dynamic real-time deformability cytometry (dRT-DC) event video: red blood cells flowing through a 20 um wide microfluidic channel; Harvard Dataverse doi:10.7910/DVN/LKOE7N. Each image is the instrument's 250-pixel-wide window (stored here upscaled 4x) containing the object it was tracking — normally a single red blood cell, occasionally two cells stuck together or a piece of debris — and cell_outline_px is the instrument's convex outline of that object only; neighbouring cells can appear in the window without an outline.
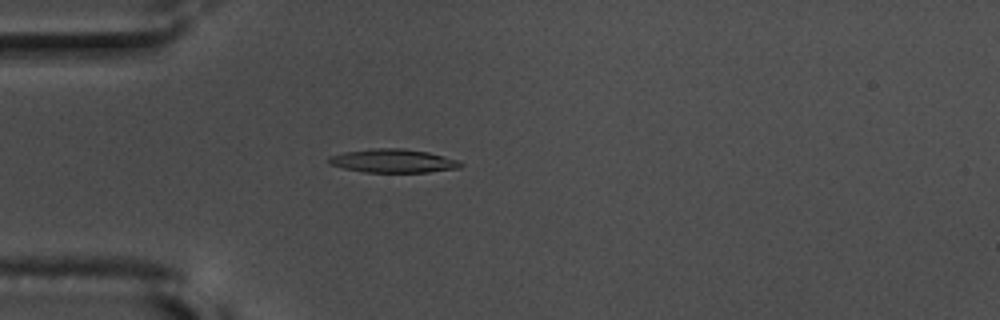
{"species": "common noctule bat (a hibernating species)", "species_latin": "Nyctalus noctula", "temperature_condition": "warm", "stored_images_in_passage": 40, "camera_frame_rate_fps": 3000, "um_per_image_px": 0.085, "animal": {"sex": "male", "body_mass_g": 17.5, "forearm_length_mm": 52.3}, "frame": {"image": 1, "passage_image": 7, "time_ms": 2.0, "image_size_px": [1000, 320], "cell_outline_px": [[464, 164], [460, 168], [428, 172], [364, 172], [344, 168], [328, 164], [328, 156], [344, 152], [372, 148], [404, 148], [428, 152], [460, 160]], "centroid_in_image_um": [33.43, 13.67], "position_along_channel_um": 51.6, "area_um2": 18.26}}
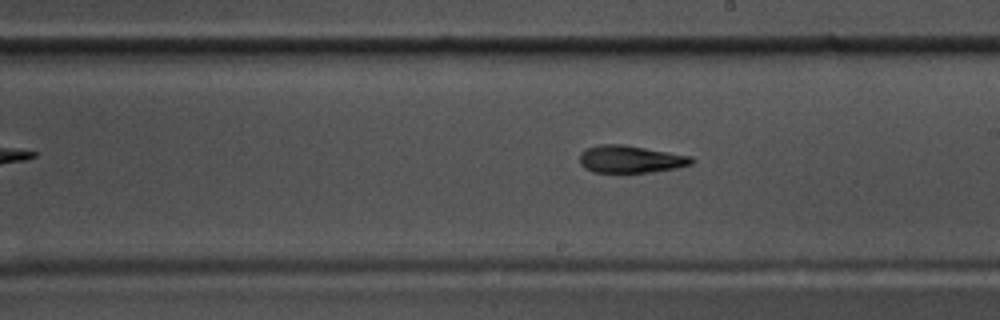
{"frame": {"image": 2, "passage_image": 23, "time_ms": 7.333, "image_size_px": [1000, 320], "cell_outline_px": [[696, 160], [692, 164], [676, 168], [652, 172], [592, 172], [584, 168], [580, 164], [580, 152], [584, 148], [600, 144], [624, 144], [692, 156]], "centroid_in_image_um": [53.58, 13.52], "position_along_channel_um": 235.4, "area_um2": 18.09}, "authors_computed_cell_mechanics": {"area_um2": 17.6868, "velocity_mm_per_s": 3.6549, "shape_relaxation_time_tau1_ms": 8.7096, "shape_relaxation_time_tau2_ms": 5.663, "deformation_change_tau1": 0.2309, "deformation_change_tau2": 0.1745}}